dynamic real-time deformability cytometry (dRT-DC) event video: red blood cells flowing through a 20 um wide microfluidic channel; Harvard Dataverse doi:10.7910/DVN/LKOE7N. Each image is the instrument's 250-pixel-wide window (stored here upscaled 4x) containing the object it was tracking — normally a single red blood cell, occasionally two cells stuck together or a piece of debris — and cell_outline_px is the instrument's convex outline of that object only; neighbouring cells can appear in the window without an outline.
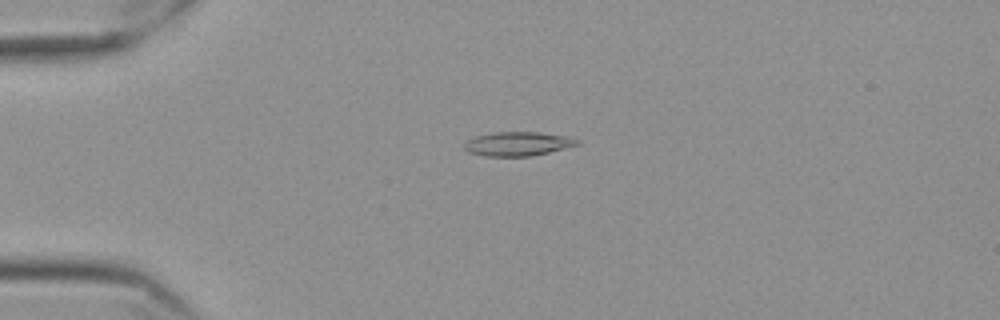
{"species": "Egyptian fruit bat (a non-hibernating species)", "species_latin": "Rousettus aegyptiacus", "temperature_condition": "cold", "stored_images_in_passage": 47, "camera_frame_rate_fps": 3000, "um_per_image_px": 0.085, "frame": {"image": 1, "passage_image": 4, "time_ms": 1.0, "image_size_px": [1000, 320], "cell_outline_px": [[580, 144], [532, 156], [488, 156], [468, 152], [464, 148], [464, 144], [468, 140], [476, 136], [496, 132], [536, 132], [572, 136], [580, 140]], "centroid_in_image_um": [44.06, 12.22], "position_along_channel_um": 40.9, "area_um2": 15.78}}
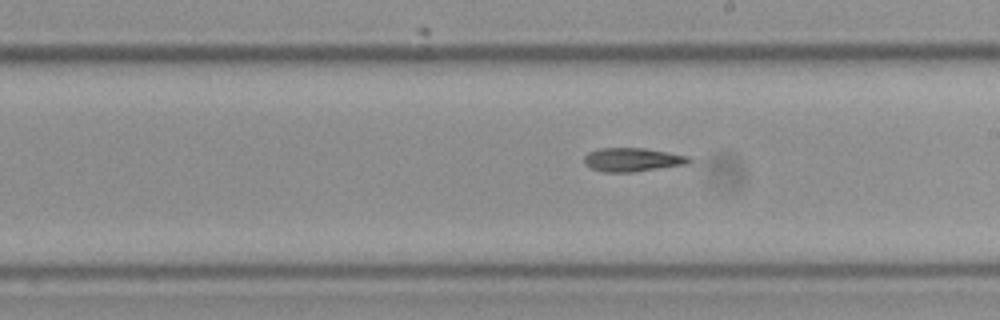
{"frame": {"image": 2, "passage_image": 23, "time_ms": 7.333, "image_size_px": [1000, 320], "cell_outline_px": [[692, 160], [688, 164], [632, 172], [604, 172], [592, 168], [584, 160], [584, 156], [588, 152], [600, 148], [644, 148], [668, 152], [688, 156]], "centroid_in_image_um": [53.78, 13.57], "position_along_channel_um": 235.2, "area_um2": 14.33}}
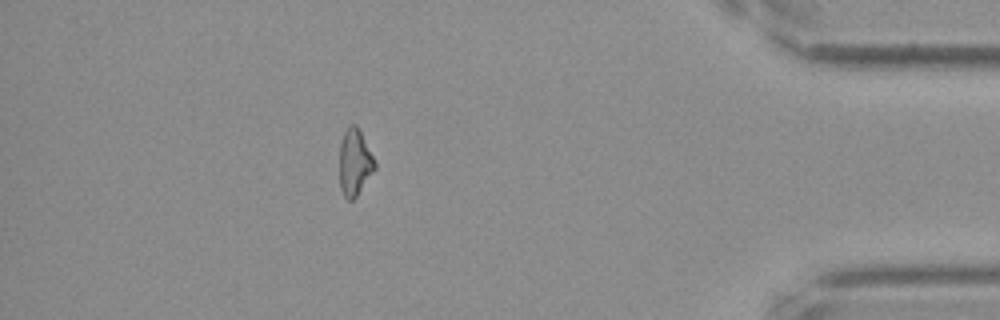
{"frame": {"image": 3, "passage_image": 41, "time_ms": 13.333, "image_size_px": [1000, 320], "cell_outline_px": [[376, 168], [356, 196], [352, 200], [348, 200], [344, 196], [340, 188], [340, 144], [344, 132], [352, 124], [356, 124], [376, 164]], "centroid_in_image_um": [30.13, 13.83], "position_along_channel_um": 405.1, "area_um2": 13.29}}